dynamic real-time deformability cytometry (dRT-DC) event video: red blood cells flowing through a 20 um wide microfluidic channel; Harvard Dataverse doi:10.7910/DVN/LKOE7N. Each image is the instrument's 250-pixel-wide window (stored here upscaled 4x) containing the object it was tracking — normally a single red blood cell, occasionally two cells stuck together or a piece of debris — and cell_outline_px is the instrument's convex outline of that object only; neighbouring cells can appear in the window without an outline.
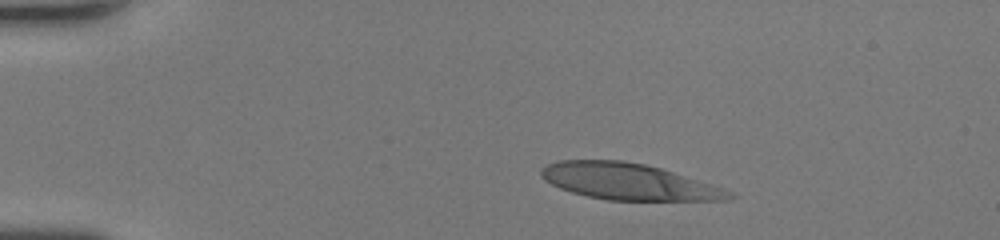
{"species": "human", "species_latin": "Homo sapiens", "temperature_condition": "room temperature", "stored_images_in_passage": 34, "camera_frame_rate_fps": 3000, "um_per_image_px": 0.085, "donor": {"sex": "female"}, "frame": {"image": 1, "passage_image": 1, "time_ms": 0.0, "image_size_px": [1000, 240], "cell_outline_px": [[736, 196], [728, 200], [608, 200], [588, 196], [572, 192], [560, 188], [544, 180], [540, 176], [540, 168], [548, 164], [560, 160], [624, 160], [644, 164], [660, 168], [712, 184], [736, 192]], "centroid_in_image_um": [53.44, 15.43], "position_along_channel_um": 31.6, "area_um2": 39.82}}
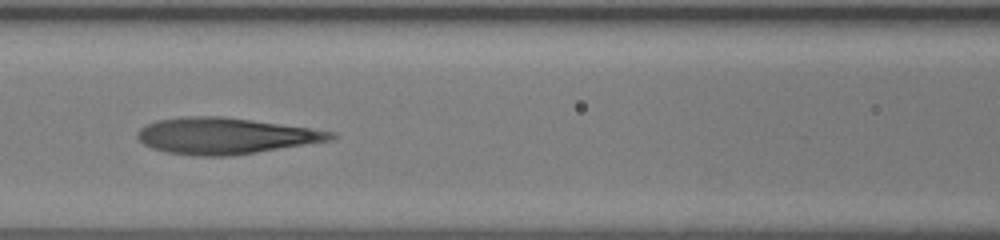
{"frame": {"image": 2, "passage_image": 14, "time_ms": 4.333, "image_size_px": [1000, 240], "cell_outline_px": [[340, 136], [332, 140], [232, 156], [200, 156], [168, 152], [152, 148], [144, 144], [136, 136], [140, 128], [156, 120], [184, 116], [224, 116], [336, 132]], "centroid_in_image_um": [19.16, 11.54], "position_along_channel_um": 147.4, "area_um2": 40.69}}
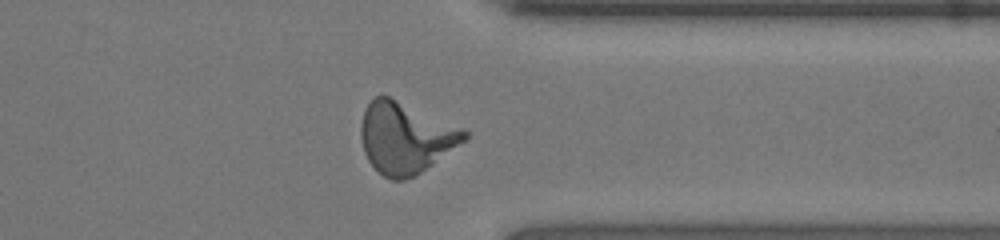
{"frame": {"image": 3, "passage_image": 30, "time_ms": 9.667, "image_size_px": [1000, 240], "cell_outline_px": [[468, 140], [416, 176], [404, 180], [392, 180], [384, 176], [368, 160], [364, 152], [360, 136], [360, 124], [364, 108], [376, 96], [388, 96], [464, 128], [468, 132]], "centroid_in_image_um": [34.48, 11.72], "position_along_channel_um": 376.9, "area_um2": 43.0}, "authors_computed_cell_mechanics": {"area_um2": 40.4022, "velocity_mm_per_s": 4.3481, "shape_relaxation_time_tau1_ms": 8.1386, "shape_relaxation_time_tau2_ms": 1.1845, "deformation_change_tau1": 0.3567, "deformation_change_tau2": 0.1088}}